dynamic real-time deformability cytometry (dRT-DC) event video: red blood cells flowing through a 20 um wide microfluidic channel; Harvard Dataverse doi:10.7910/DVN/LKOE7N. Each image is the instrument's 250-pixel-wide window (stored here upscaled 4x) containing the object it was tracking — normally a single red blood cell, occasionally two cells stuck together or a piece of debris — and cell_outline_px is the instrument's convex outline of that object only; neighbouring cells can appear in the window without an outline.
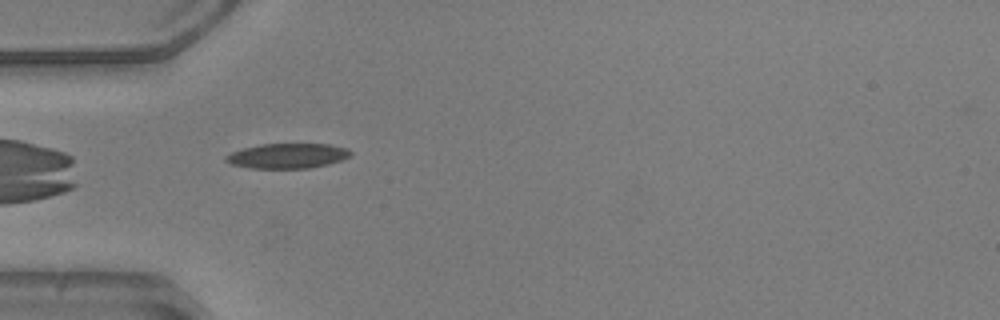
{"species": "common noctule bat (a hibernating species)", "species_latin": "Nyctalus noctula", "temperature_condition": "warm", "stored_images_in_passage": 38, "camera_frame_rate_fps": 3000, "um_per_image_px": 0.085, "animal": {"sex": "male", "body_mass_g": 20.5, "forearm_length_mm": 52.5}, "frame": {"image": 1, "passage_image": 2, "time_ms": 0.333, "image_size_px": [1000, 320], "cell_outline_px": [[352, 156], [328, 164], [308, 168], [248, 168], [232, 164], [224, 160], [224, 156], [232, 152], [244, 148], [260, 144], [328, 144], [348, 148], [352, 152]], "centroid_in_image_um": [24.44, 13.24], "position_along_channel_um": 60.6, "area_um2": 18.15}}
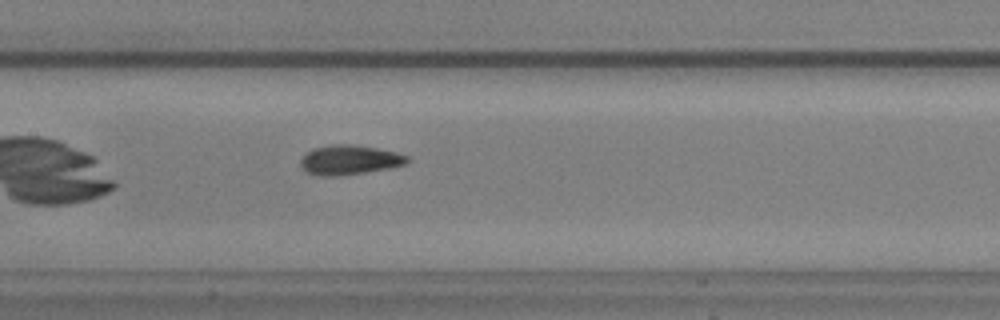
{"frame": {"image": 2, "passage_image": 11, "time_ms": 3.333, "image_size_px": [1000, 320], "cell_outline_px": [[408, 160], [404, 164], [392, 168], [340, 176], [320, 176], [308, 172], [300, 168], [300, 160], [312, 148], [332, 144], [352, 144], [376, 148], [396, 152], [408, 156]], "centroid_in_image_um": [29.68, 13.59], "position_along_channel_um": 177.7, "area_um2": 18.44}}
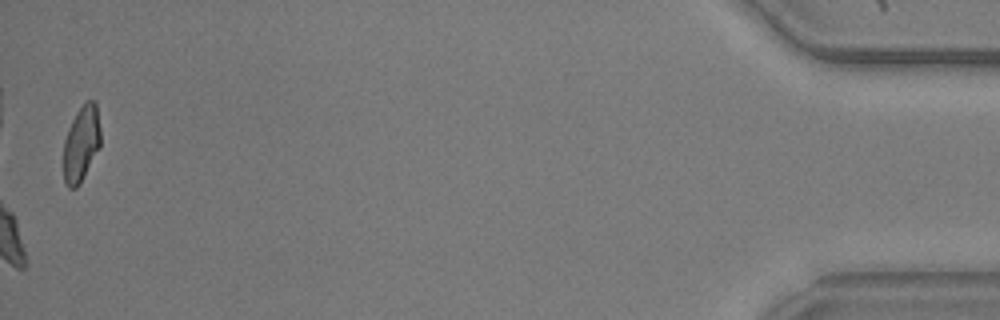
{"frame": {"image": 3, "passage_image": 37, "time_ms": 12.0, "image_size_px": [1000, 320], "cell_outline_px": [[100, 148], [80, 184], [76, 188], [68, 188], [64, 184], [64, 140], [68, 128], [76, 112], [88, 100], [92, 100], [96, 104], [100, 128]], "centroid_in_image_um": [6.91, 12.25], "position_along_channel_um": 428.3, "area_um2": 16.42}, "authors_computed_cell_mechanics": {"area_um2": 17.5134, "velocity_mm_per_s": 3.949, "shape_relaxation_time_tau1_ms": 3.8395, "shape_relaxation_time_tau2_ms": 1.769, "deformation_change_tau1": 0.1595, "deformation_change_tau2": 0.0795}}